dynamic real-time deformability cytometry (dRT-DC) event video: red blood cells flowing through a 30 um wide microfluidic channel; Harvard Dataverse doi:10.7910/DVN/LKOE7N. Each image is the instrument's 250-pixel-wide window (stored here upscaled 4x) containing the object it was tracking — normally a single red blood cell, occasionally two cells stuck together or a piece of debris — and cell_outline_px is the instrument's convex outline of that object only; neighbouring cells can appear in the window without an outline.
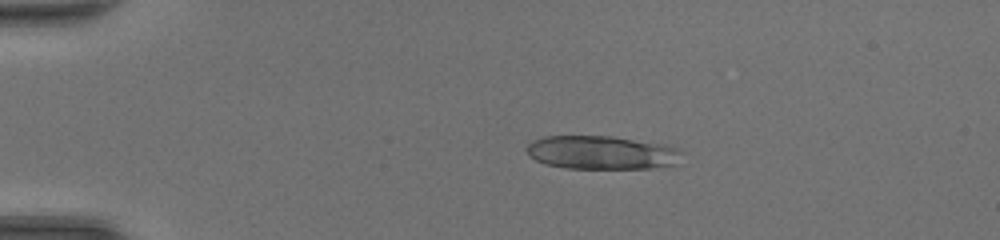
{"species": "common noctule bat (a hibernating species)", "species_latin": "Nyctalus noctula", "temperature_condition": "room temperature", "stored_images_in_passage": 48, "camera_frame_rate_fps": 3000, "um_per_image_px": 0.085, "animal": {"sex": "female", "body_mass_g": 20.0, "forearm_length_mm": 54.0}, "frame": {"image": 1, "passage_image": 11, "time_ms": 3.333, "image_size_px": [1000, 240], "cell_outline_px": [[680, 164], [652, 168], [564, 168], [544, 164], [536, 160], [524, 148], [532, 140], [544, 136], [612, 136], [668, 144], [680, 148]], "centroid_in_image_um": [51.18, 12.96], "position_along_channel_um": 33.8, "area_um2": 30.69}}